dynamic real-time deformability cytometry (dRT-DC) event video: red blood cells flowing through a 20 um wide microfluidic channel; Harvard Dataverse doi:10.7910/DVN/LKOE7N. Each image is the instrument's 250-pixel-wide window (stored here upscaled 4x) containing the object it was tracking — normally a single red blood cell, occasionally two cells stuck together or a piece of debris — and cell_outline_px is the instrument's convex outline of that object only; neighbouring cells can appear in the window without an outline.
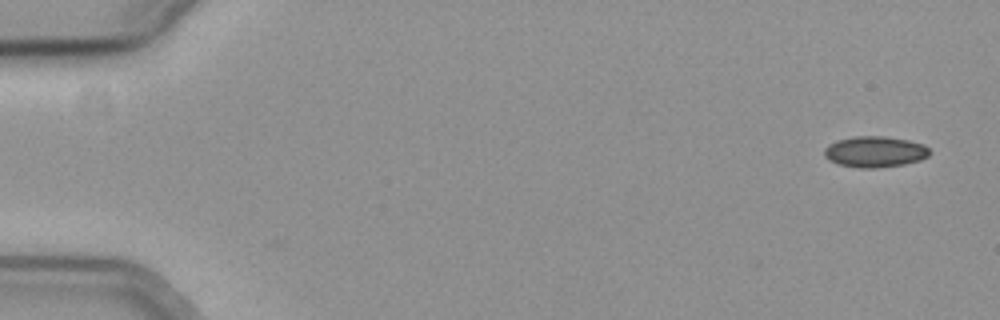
{"species": "common noctule bat (a hibernating species)", "species_latin": "Nyctalus noctula", "temperature_condition": "cold", "stored_images_in_passage": 45, "camera_frame_rate_fps": 3000, "um_per_image_px": 0.085, "animal": {"sex": "female", "body_mass_g": 19.3, "forearm_length_mm": 54.1}, "frame": {"image": 1, "passage_image": 1, "time_ms": 0.0, "image_size_px": [1000, 320], "cell_outline_px": [[928, 156], [920, 160], [904, 164], [876, 168], [860, 168], [840, 164], [828, 160], [824, 156], [824, 148], [828, 144], [836, 140], [852, 136], [884, 136], [908, 140], [924, 144], [928, 148]], "centroid_in_image_um": [74.33, 12.89], "position_along_channel_um": 10.7, "area_um2": 19.07}}
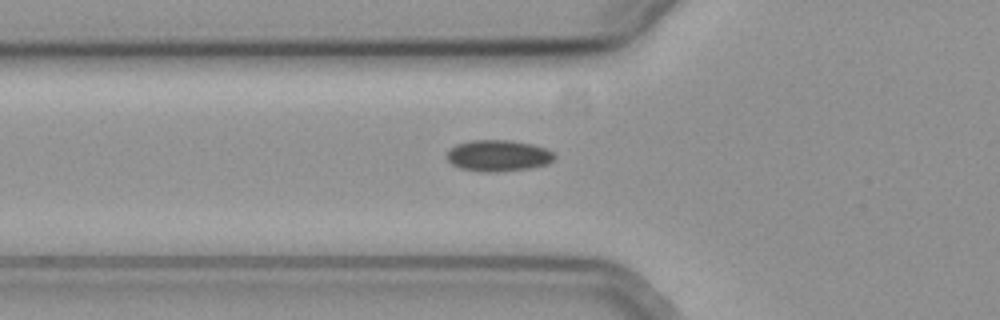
{"frame": {"image": 2, "passage_image": 19, "time_ms": 6.0, "image_size_px": [1000, 320], "cell_outline_px": [[556, 156], [548, 164], [528, 168], [484, 172], [460, 168], [452, 164], [448, 160], [448, 152], [456, 144], [472, 140], [508, 140], [532, 144], [544, 148], [552, 152]], "centroid_in_image_um": [42.35, 13.22], "position_along_channel_um": 83.5, "area_um2": 19.25}}
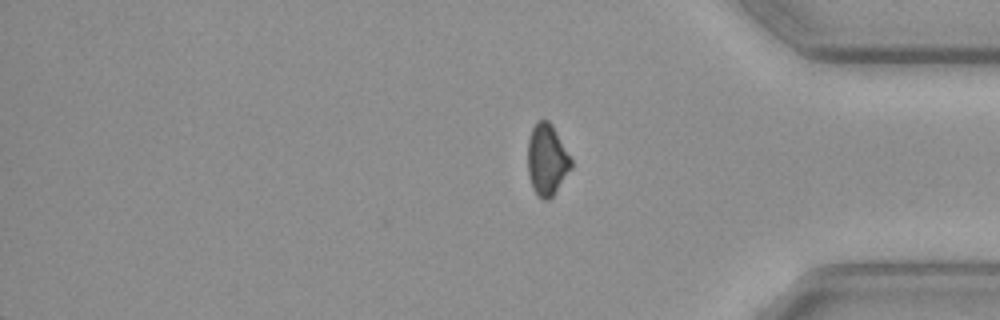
{"frame": {"image": 3, "passage_image": 45, "time_ms": 14.667, "image_size_px": [1000, 320], "cell_outline_px": [[572, 168], [552, 196], [548, 200], [544, 200], [536, 196], [532, 188], [528, 172], [528, 140], [532, 128], [540, 120], [548, 120], [552, 124], [572, 160]], "centroid_in_image_um": [46.48, 13.6], "position_along_channel_um": 388.7, "area_um2": 17.98}}